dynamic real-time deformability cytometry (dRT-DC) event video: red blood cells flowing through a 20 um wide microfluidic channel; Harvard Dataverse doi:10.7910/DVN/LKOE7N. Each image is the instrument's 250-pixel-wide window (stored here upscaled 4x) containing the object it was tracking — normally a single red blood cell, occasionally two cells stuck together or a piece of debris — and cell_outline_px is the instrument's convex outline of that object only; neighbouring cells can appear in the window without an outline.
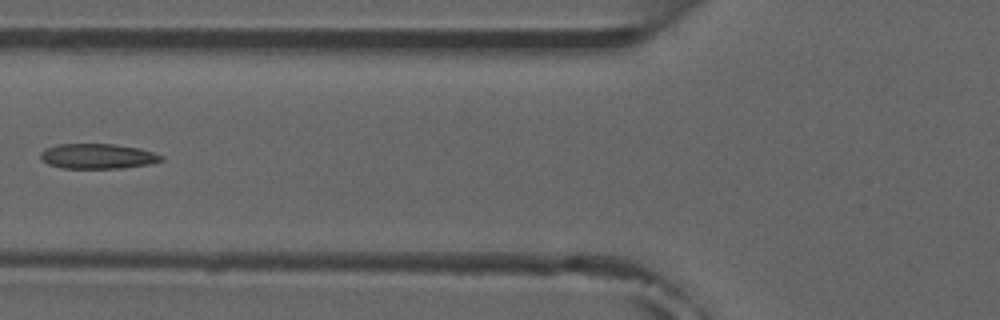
{"species": "common noctule bat (a hibernating species)", "species_latin": "Nyctalus noctula", "temperature_condition": "room temperature", "stored_images_in_passage": 6, "camera_frame_rate_fps": 3000, "um_per_image_px": 0.085, "animal": {"sex": "male", "forearm_length_mm": 52.5}, "frame": {"image": 1, "passage_image": 5, "time_ms": 5.667, "image_size_px": [1000, 320], "cell_outline_px": [[164, 160], [152, 164], [120, 168], [60, 168], [48, 164], [40, 156], [40, 152], [44, 148], [56, 144], [116, 144], [140, 148], [164, 156]], "centroid_in_image_um": [8.31, 13.27], "position_along_channel_um": 117.5, "area_um2": 17.8}}
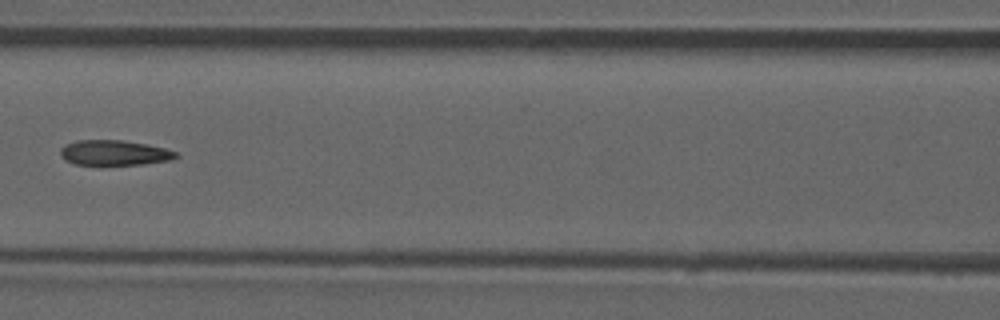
{"frame": {"image": 2, "passage_image": 6, "time_ms": 6.667, "image_size_px": [1000, 320], "cell_outline_px": [[180, 156], [172, 160], [144, 164], [100, 168], [76, 164], [64, 160], [60, 152], [60, 148], [64, 144], [76, 140], [124, 140], [148, 144], [164, 148], [176, 152]], "centroid_in_image_um": [9.69, 13.03], "position_along_channel_um": 156.9, "area_um2": 17.98}}